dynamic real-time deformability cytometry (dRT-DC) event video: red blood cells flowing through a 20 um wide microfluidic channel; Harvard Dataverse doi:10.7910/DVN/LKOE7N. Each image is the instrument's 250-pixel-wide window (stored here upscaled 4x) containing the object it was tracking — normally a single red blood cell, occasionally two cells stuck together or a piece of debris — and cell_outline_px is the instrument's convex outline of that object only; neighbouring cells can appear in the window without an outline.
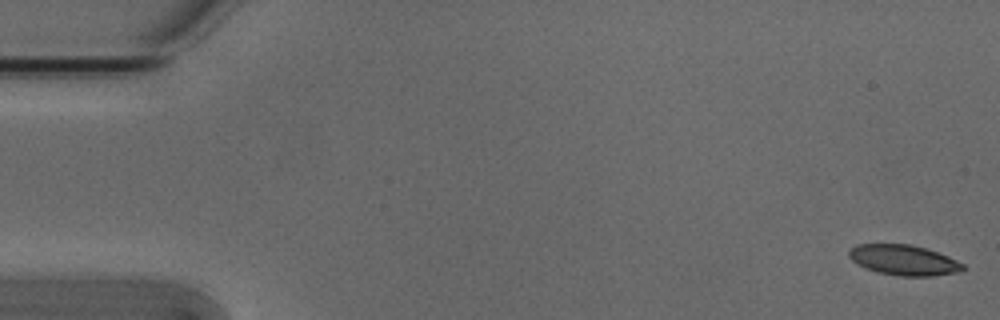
{"species": "Egyptian fruit bat (a non-hibernating species)", "species_latin": "Rousettus aegyptiacus", "temperature_condition": "cold", "stored_images_in_passage": 53, "camera_frame_rate_fps": 3000, "um_per_image_px": 0.085, "animal": {"sex": "male"}, "frame": {"image": 1, "passage_image": 1, "time_ms": 0.0, "image_size_px": [1000, 320], "cell_outline_px": [[964, 272], [932, 276], [900, 276], [876, 272], [864, 268], [852, 260], [848, 256], [848, 252], [856, 244], [908, 244], [924, 248], [948, 256], [964, 264]], "centroid_in_image_um": [76.83, 22.12], "position_along_channel_um": 8.2, "area_um2": 20.23}}
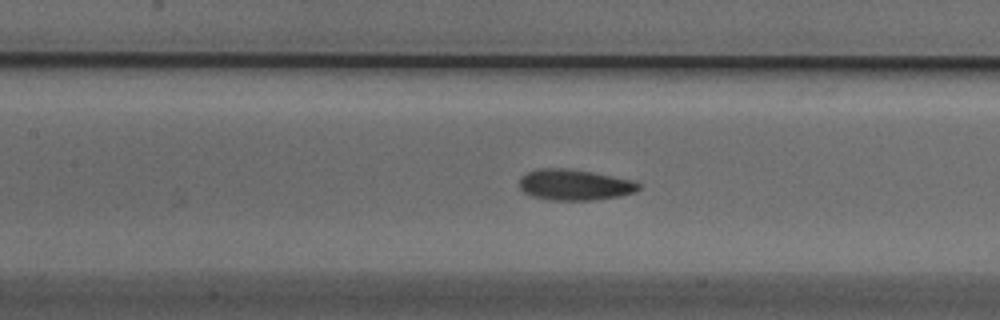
{"frame": {"image": 2, "passage_image": 24, "time_ms": 7.667, "image_size_px": [1000, 320], "cell_outline_px": [[640, 188], [636, 192], [620, 196], [592, 200], [552, 200], [532, 196], [524, 192], [520, 188], [520, 176], [536, 168], [568, 168], [592, 172], [636, 180], [640, 184]], "centroid_in_image_um": [48.86, 15.7], "position_along_channel_um": 158.5, "area_um2": 21.68}}
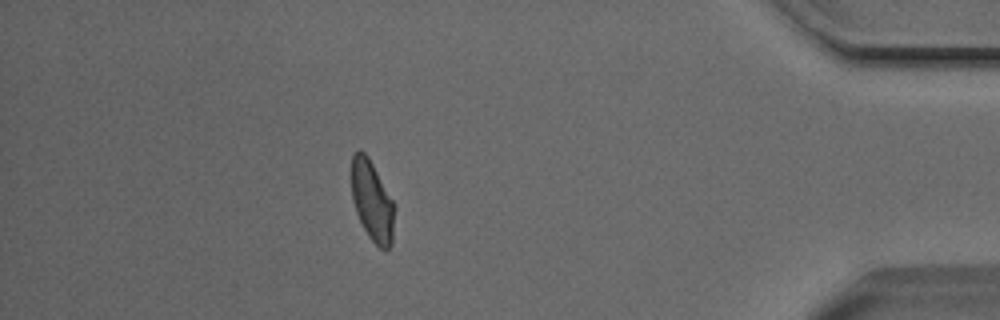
{"frame": {"image": 3, "passage_image": 47, "time_ms": 15.333, "image_size_px": [1000, 320], "cell_outline_px": [[396, 208], [392, 244], [384, 252], [368, 236], [356, 212], [352, 200], [352, 156], [360, 148], [368, 156], [392, 200]], "centroid_in_image_um": [31.65, 17.12], "position_along_channel_um": 403.5, "area_um2": 20.11}, "authors_computed_cell_mechanics": {"area_um2": 20.9236, "velocity_mm_per_s": 3.8235, "shape_relaxation_time_tau1_ms": 5.3613, "shape_relaxation_time_tau2_ms": 2.6446, "deformation_change_tau1": 0.1437, "deformation_change_tau2": 0.0585}}